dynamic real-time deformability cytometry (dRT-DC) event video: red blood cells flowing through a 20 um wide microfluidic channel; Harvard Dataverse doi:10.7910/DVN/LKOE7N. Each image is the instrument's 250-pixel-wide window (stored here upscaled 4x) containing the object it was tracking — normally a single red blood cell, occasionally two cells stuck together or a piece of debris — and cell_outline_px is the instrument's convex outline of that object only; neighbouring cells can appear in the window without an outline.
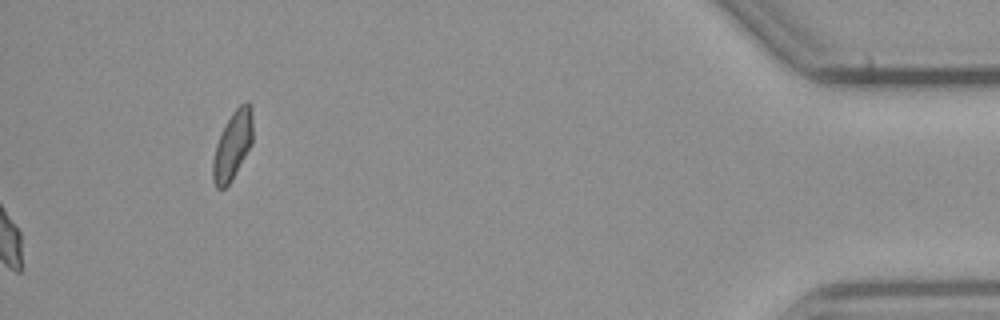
{"species": "common noctule bat (a hibernating species)", "species_latin": "Nyctalus noctula", "temperature_condition": "cold", "stored_images_in_passage": 55, "camera_frame_rate_fps": 3000, "um_per_image_px": 0.085, "animal": {"sex": "male", "body_mass_g": 23.1, "forearm_length_mm": 52.7}, "frame": {"image": 1, "passage_image": 55, "time_ms": 18.0, "image_size_px": [1000, 320], "cell_outline_px": [[252, 144], [232, 180], [224, 188], [216, 188], [212, 180], [212, 160], [216, 144], [220, 132], [232, 112], [240, 104], [248, 100], [252, 104]], "centroid_in_image_um": [19.76, 12.34], "position_along_channel_um": 415.4, "area_um2": 16.18}, "authors_computed_cell_mechanics": {"area_um2": 16.2418, "velocity_mm_per_s": 3.7767, "shape_relaxation_time_tau1_ms": null, "shape_relaxation_time_tau2_ms": 7.3962, "deformation_change_tau1": null, "deformation_change_tau2": 0.0939}}